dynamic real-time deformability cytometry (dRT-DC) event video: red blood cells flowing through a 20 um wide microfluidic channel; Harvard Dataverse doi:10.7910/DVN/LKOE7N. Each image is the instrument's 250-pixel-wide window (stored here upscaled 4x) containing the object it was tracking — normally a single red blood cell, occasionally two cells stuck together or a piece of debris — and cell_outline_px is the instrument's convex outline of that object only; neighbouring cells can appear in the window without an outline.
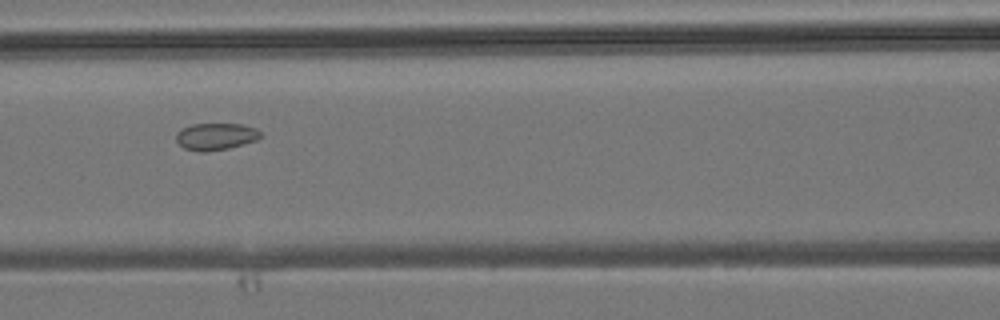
{"species": "common noctule bat (a hibernating species)", "species_latin": "Nyctalus noctula", "temperature_condition": "room temperature", "stored_images_in_passage": 5, "camera_frame_rate_fps": 3000, "um_per_image_px": 0.085, "animal": {"sex": "male", "body_mass_g": 19.2, "forearm_length_mm": 51.8}, "frame": {"image": 1, "passage_image": 5, "time_ms": 6.0, "image_size_px": [1000, 320], "cell_outline_px": [[264, 136], [256, 140], [228, 148], [204, 152], [200, 152], [184, 148], [176, 140], [176, 132], [192, 124], [240, 124], [256, 128]], "centroid_in_image_um": [18.35, 11.6], "position_along_channel_um": 148.2, "area_um2": 13.18}}